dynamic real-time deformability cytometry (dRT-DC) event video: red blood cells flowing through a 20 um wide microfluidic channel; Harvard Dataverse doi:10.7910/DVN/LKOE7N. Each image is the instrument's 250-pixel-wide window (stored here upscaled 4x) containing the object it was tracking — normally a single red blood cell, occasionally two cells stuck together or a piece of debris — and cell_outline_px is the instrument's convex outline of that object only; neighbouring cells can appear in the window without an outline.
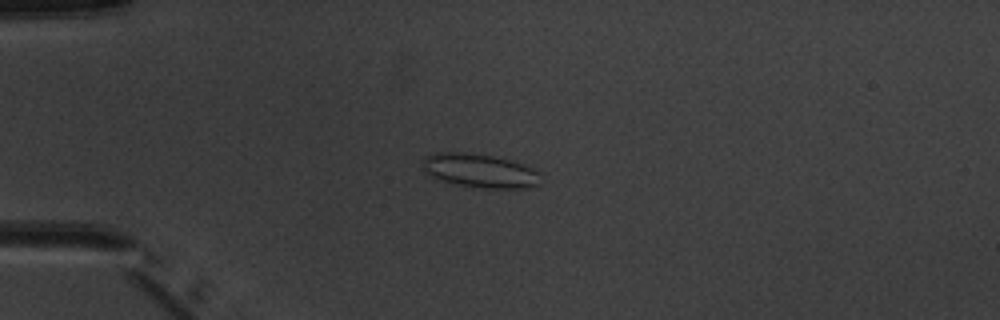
{"species": "common noctule bat (a hibernating species)", "species_latin": "Nyctalus noctula", "temperature_condition": "warm", "stored_images_in_passage": 6, "camera_frame_rate_fps": 3000, "um_per_image_px": 0.085, "animal": {"sex": "male", "body_mass_g": 20.1, "forearm_length_mm": 53.5}, "frame": {"image": 1, "passage_image": 4, "time_ms": 4.333, "image_size_px": [1000, 320], "cell_outline_px": [[540, 184], [524, 188], [480, 188], [460, 184], [444, 180], [432, 176], [424, 172], [424, 156], [436, 152], [464, 152], [492, 156], [508, 160], [532, 168], [536, 172]], "centroid_in_image_um": [40.75, 14.5], "position_along_channel_um": 44.3, "area_um2": 22.66}}
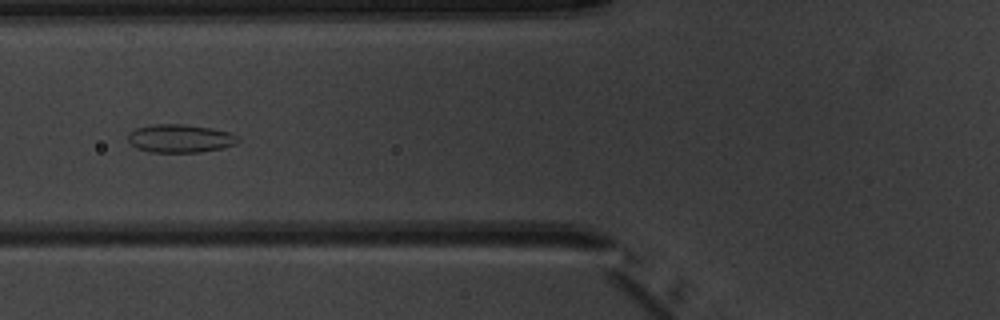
{"frame": {"image": 2, "passage_image": 6, "time_ms": 6.667, "image_size_px": [1000, 320], "cell_outline_px": [[240, 140], [236, 144], [224, 148], [200, 152], [148, 152], [136, 148], [128, 140], [128, 136], [136, 128], [152, 124], [184, 124], [212, 128], [228, 132], [240, 136]], "centroid_in_image_um": [15.35, 11.77], "position_along_channel_um": 110.4, "area_um2": 18.21}}